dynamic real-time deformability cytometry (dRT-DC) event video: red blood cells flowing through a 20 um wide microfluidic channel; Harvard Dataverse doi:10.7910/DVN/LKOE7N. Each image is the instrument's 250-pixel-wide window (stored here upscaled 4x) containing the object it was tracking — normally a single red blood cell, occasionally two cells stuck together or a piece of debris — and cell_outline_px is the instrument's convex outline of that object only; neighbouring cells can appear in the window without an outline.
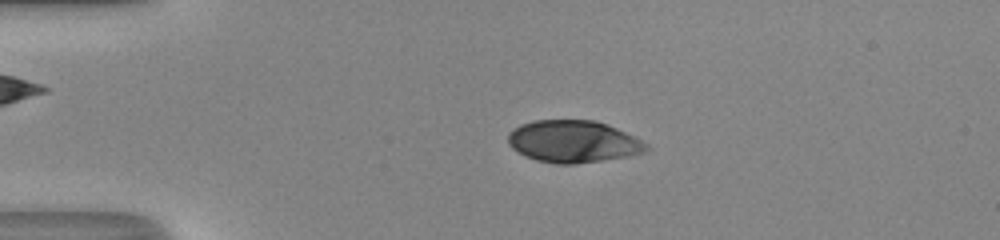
{"species": "human", "species_latin": "Homo sapiens", "temperature_condition": "room temperature", "stored_images_in_passage": 31, "camera_frame_rate_fps": 3000, "um_per_image_px": 0.085, "donor": {"sex": "male"}, "frame": {"image": 1, "passage_image": 8, "time_ms": 2.333, "image_size_px": [1000, 240], "cell_outline_px": [[652, 148], [644, 152], [628, 156], [576, 164], [556, 164], [536, 160], [524, 156], [512, 148], [508, 144], [508, 132], [512, 128], [520, 124], [532, 120], [596, 120], [608, 124], [648, 144]], "centroid_in_image_um": [48.69, 12.02], "position_along_channel_um": 36.3, "area_um2": 34.16}}
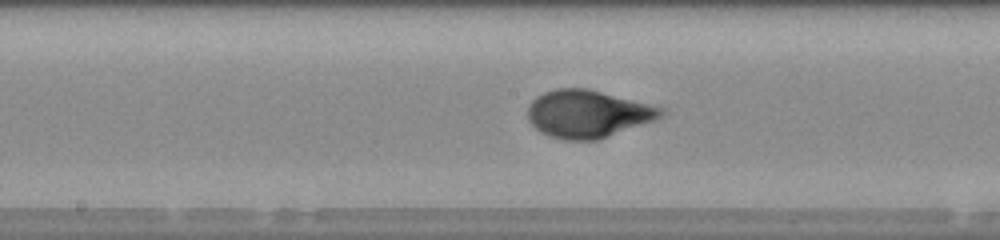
{"frame": {"image": 2, "passage_image": 23, "time_ms": 7.333, "image_size_px": [1000, 240], "cell_outline_px": [[668, 112], [664, 116], [656, 120], [600, 140], [564, 140], [548, 136], [540, 132], [528, 120], [528, 108], [532, 100], [536, 96], [544, 92], [556, 88], [588, 88], [664, 108]], "centroid_in_image_um": [49.99, 9.69], "position_along_channel_um": 198.2, "area_um2": 37.34}}
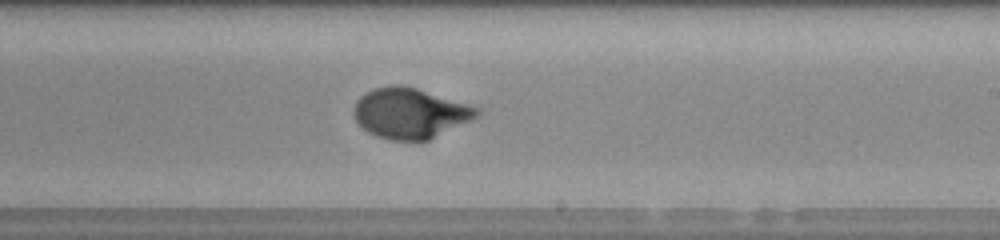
{"frame": {"image": 3, "passage_image": 27, "time_ms": 8.667, "image_size_px": [1000, 240], "cell_outline_px": [[480, 116], [428, 140], [392, 140], [376, 136], [368, 132], [356, 120], [352, 112], [356, 100], [360, 96], [376, 88], [392, 84], [404, 84], [468, 104], [480, 108]], "centroid_in_image_um": [34.86, 9.61], "position_along_channel_um": 254.1, "area_um2": 36.07}}